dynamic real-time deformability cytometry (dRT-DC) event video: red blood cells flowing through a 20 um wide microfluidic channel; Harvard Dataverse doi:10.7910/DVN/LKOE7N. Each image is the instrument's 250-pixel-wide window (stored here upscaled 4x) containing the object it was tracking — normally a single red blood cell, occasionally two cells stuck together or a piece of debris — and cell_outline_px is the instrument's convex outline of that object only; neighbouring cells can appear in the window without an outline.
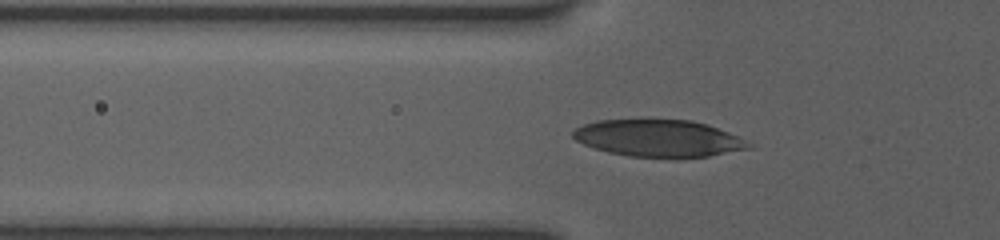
{"species": "human", "species_latin": "Homo sapiens", "temperature_condition": "room temperature", "stored_images_in_passage": 36, "camera_frame_rate_fps": 3000, "um_per_image_px": 0.085, "donor": {"sex": "female"}, "frame": {"image": 1, "passage_image": 5, "time_ms": 1.333, "image_size_px": [1000, 240], "cell_outline_px": [[752, 148], [708, 156], [628, 156], [608, 152], [584, 144], [576, 140], [572, 136], [572, 132], [576, 128], [584, 124], [596, 120], [640, 116], [692, 120], [708, 124], [728, 132], [752, 144]], "centroid_in_image_um": [55.92, 11.67], "position_along_channel_um": 69.9, "area_um2": 38.61}}
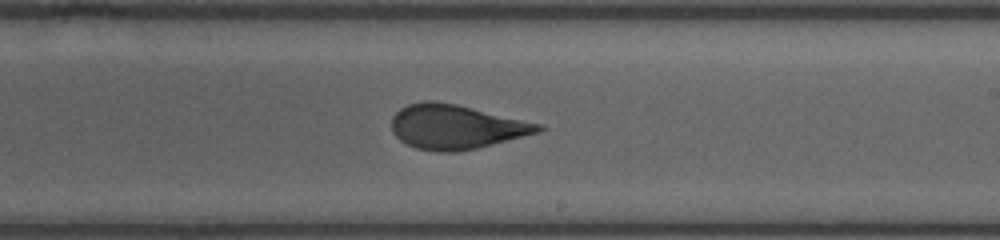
{"frame": {"image": 2, "passage_image": 19, "time_ms": 6.0, "image_size_px": [1000, 240], "cell_outline_px": [[544, 128], [540, 132], [476, 148], [456, 152], [436, 152], [416, 148], [400, 140], [392, 132], [392, 116], [400, 108], [408, 104], [424, 100], [432, 100], [456, 104], [540, 124]], "centroid_in_image_um": [38.71, 10.78], "position_along_channel_um": 250.3, "area_um2": 37.63}}
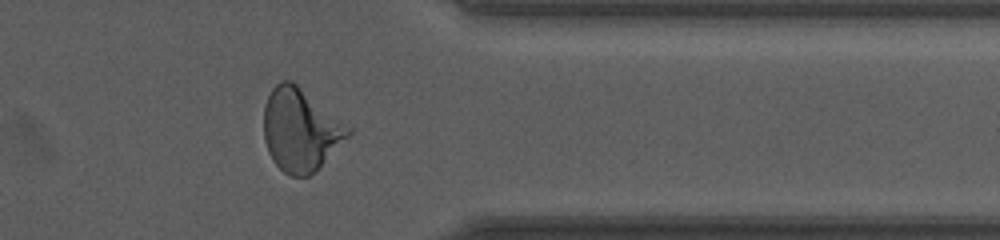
{"frame": {"image": 3, "passage_image": 30, "time_ms": 9.667, "image_size_px": [1000, 240], "cell_outline_px": [[352, 132], [316, 172], [308, 176], [292, 176], [284, 172], [272, 160], [268, 152], [264, 140], [264, 104], [272, 88], [280, 80], [292, 80], [352, 128]], "centroid_in_image_um": [25.53, 11.04], "position_along_channel_um": 385.9, "area_um2": 40.69}}